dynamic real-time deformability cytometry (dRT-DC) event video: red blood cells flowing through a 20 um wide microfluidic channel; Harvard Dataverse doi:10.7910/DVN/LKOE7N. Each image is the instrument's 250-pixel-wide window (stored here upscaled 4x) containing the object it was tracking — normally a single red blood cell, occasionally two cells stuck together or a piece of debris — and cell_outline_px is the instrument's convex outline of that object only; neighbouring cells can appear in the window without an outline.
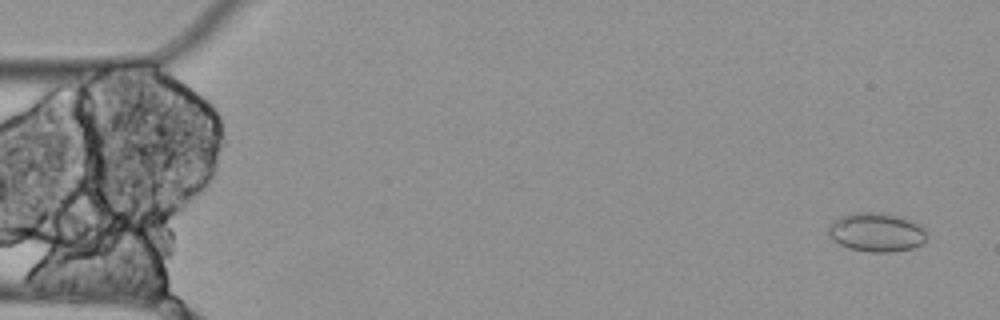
{"species": "Egyptian fruit bat (a non-hibernating species)", "species_latin": "Rousettus aegyptiacus", "temperature_condition": "cold", "stored_images_in_passage": 4, "camera_frame_rate_fps": 3000, "um_per_image_px": 0.085, "animal": {"sex": "female"}, "frame": {"image": 1, "passage_image": 1, "time_ms": 0.0, "image_size_px": [1000, 320], "cell_outline_px": [[924, 240], [920, 244], [912, 248], [892, 252], [868, 252], [848, 248], [832, 240], [828, 232], [828, 224], [832, 220], [840, 216], [856, 212], [868, 212], [896, 216], [920, 224], [924, 228]], "centroid_in_image_um": [74.42, 19.75], "position_along_channel_um": 10.6, "area_um2": 22.08}}
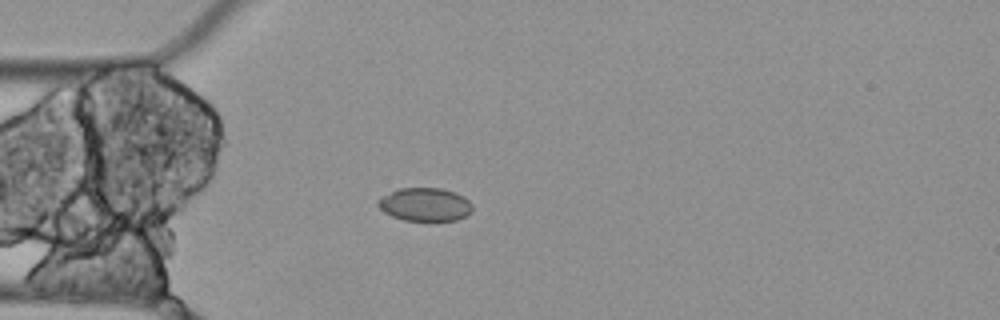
{"frame": {"image": 2, "passage_image": 4, "time_ms": 1.0, "image_size_px": [1000, 320], "cell_outline_px": [[472, 212], [456, 220], [404, 220], [392, 216], [384, 212], [376, 204], [376, 200], [380, 196], [400, 188], [440, 188], [456, 192], [464, 196], [472, 204]], "centroid_in_image_um": [36.1, 17.37], "position_along_channel_um": 48.9, "area_um2": 18.38}}